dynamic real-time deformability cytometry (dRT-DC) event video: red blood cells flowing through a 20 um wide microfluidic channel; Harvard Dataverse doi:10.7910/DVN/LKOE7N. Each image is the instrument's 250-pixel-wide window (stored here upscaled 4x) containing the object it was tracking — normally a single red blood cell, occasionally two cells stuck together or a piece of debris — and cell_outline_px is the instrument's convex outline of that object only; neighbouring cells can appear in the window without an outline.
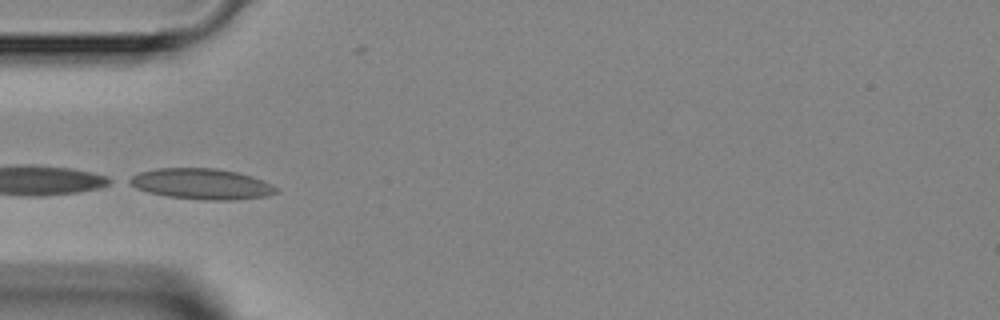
{"species": "Egyptian fruit bat (a non-hibernating species)", "species_latin": "Rousettus aegyptiacus", "temperature_condition": "room temperature", "stored_images_in_passage": 3, "camera_frame_rate_fps": 3000, "um_per_image_px": 0.085, "animal": {"sex": "female"}, "frame": {"image": 1, "passage_image": 3, "time_ms": 3.0, "image_size_px": [1000, 320], "cell_outline_px": [[280, 192], [268, 196], [232, 200], [204, 200], [168, 196], [148, 192], [136, 188], [124, 180], [140, 172], [156, 168], [216, 168], [236, 172], [252, 176], [272, 184]], "centroid_in_image_um": [17.13, 15.63], "position_along_channel_um": 67.9, "area_um2": 26.36}}